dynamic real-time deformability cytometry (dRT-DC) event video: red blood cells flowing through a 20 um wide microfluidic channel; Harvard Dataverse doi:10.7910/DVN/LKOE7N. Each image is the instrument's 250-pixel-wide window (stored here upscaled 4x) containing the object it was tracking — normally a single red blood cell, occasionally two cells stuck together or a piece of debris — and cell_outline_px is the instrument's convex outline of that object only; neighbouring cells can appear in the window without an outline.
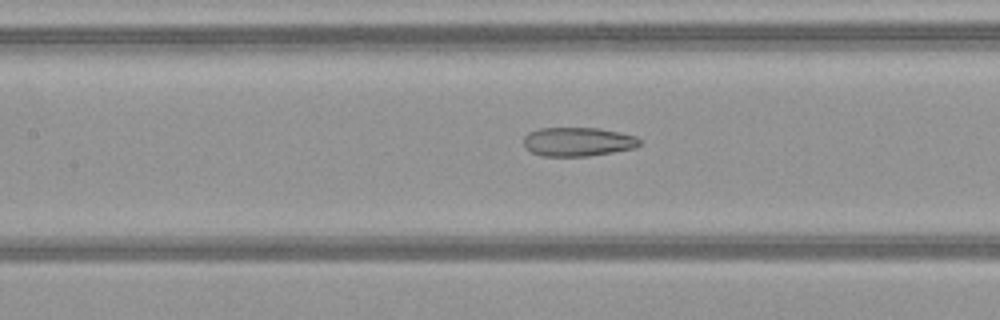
{"species": "common noctule bat (a hibernating species)", "species_latin": "Nyctalus noctula", "temperature_condition": "warm", "stored_images_in_passage": 43, "camera_frame_rate_fps": 3000, "um_per_image_px": 0.085, "animal": {"sex": "female", "body_mass_g": 21.9}, "frame": {"image": 1, "passage_image": 16, "time_ms": 5.0, "image_size_px": [1000, 320], "cell_outline_px": [[640, 144], [636, 148], [588, 156], [544, 156], [532, 152], [524, 148], [524, 136], [528, 132], [540, 128], [600, 128], [620, 132], [636, 136], [640, 140]], "centroid_in_image_um": [49.12, 12.04], "position_along_channel_um": 158.3, "area_um2": 19.65}}
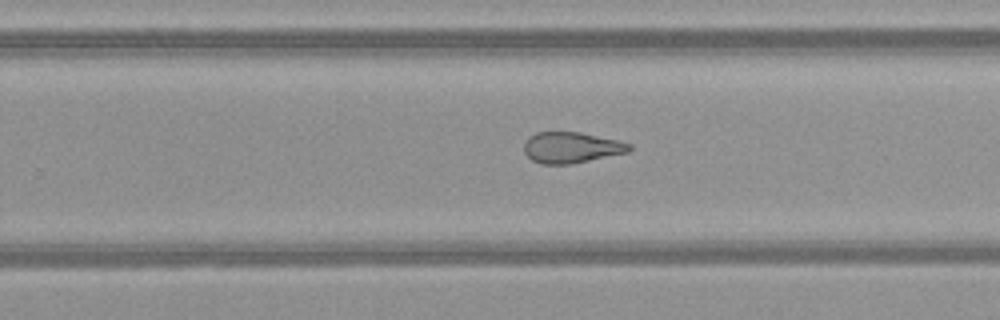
{"frame": {"image": 2, "passage_image": 25, "time_ms": 8.0, "image_size_px": [1000, 320], "cell_outline_px": [[632, 148], [628, 152], [572, 164], [540, 164], [532, 160], [524, 152], [524, 140], [528, 136], [536, 132], [580, 132], [620, 140], [632, 144]], "centroid_in_image_um": [48.56, 12.53], "position_along_channel_um": 281.2, "area_um2": 19.25}}
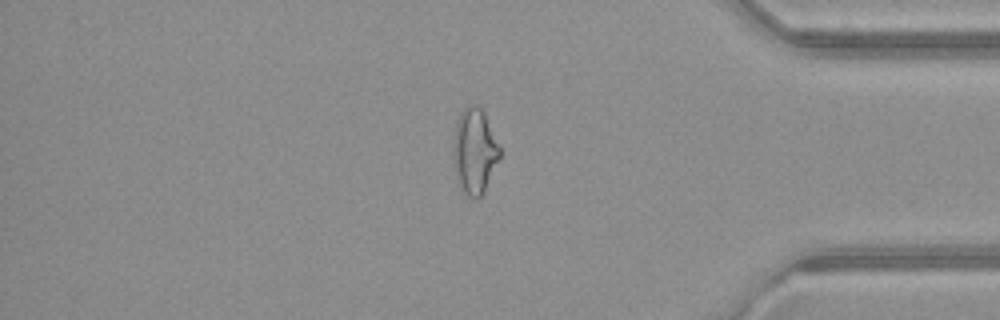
{"frame": {"image": 3, "passage_image": 35, "time_ms": 11.333, "image_size_px": [1000, 320], "cell_outline_px": [[500, 156], [484, 192], [476, 200], [460, 192], [452, 160], [452, 148], [456, 124], [460, 112], [468, 104], [480, 104], [484, 112], [500, 148]], "centroid_in_image_um": [40.3, 12.86], "position_along_channel_um": 394.9, "area_um2": 23.52}, "authors_computed_cell_mechanics": {"area_um2": 22.1374, "velocity_mm_per_s": 4.1158, "shape_relaxation_time_tau1_ms": null, "shape_relaxation_time_tau2_ms": 2.1826, "deformation_change_tau1": null, "deformation_change_tau2": 0.0996}}